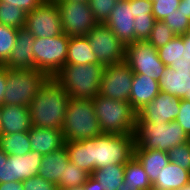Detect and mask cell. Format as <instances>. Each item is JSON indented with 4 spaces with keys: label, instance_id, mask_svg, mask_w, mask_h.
<instances>
[{
    "label": "cell",
    "instance_id": "36",
    "mask_svg": "<svg viewBox=\"0 0 190 190\" xmlns=\"http://www.w3.org/2000/svg\"><path fill=\"white\" fill-rule=\"evenodd\" d=\"M118 0H88L89 7L98 23L104 24Z\"/></svg>",
    "mask_w": 190,
    "mask_h": 190
},
{
    "label": "cell",
    "instance_id": "10",
    "mask_svg": "<svg viewBox=\"0 0 190 190\" xmlns=\"http://www.w3.org/2000/svg\"><path fill=\"white\" fill-rule=\"evenodd\" d=\"M61 14L63 33L69 37L86 36L98 24L87 1L55 0Z\"/></svg>",
    "mask_w": 190,
    "mask_h": 190
},
{
    "label": "cell",
    "instance_id": "35",
    "mask_svg": "<svg viewBox=\"0 0 190 190\" xmlns=\"http://www.w3.org/2000/svg\"><path fill=\"white\" fill-rule=\"evenodd\" d=\"M163 22L173 31L176 36H182L190 32V19L181 10H175L168 15Z\"/></svg>",
    "mask_w": 190,
    "mask_h": 190
},
{
    "label": "cell",
    "instance_id": "20",
    "mask_svg": "<svg viewBox=\"0 0 190 190\" xmlns=\"http://www.w3.org/2000/svg\"><path fill=\"white\" fill-rule=\"evenodd\" d=\"M160 92L159 81L151 79L147 75L134 73L130 104L137 113L146 104L151 102Z\"/></svg>",
    "mask_w": 190,
    "mask_h": 190
},
{
    "label": "cell",
    "instance_id": "47",
    "mask_svg": "<svg viewBox=\"0 0 190 190\" xmlns=\"http://www.w3.org/2000/svg\"><path fill=\"white\" fill-rule=\"evenodd\" d=\"M84 190H101L99 187V182L96 181L91 175L86 181V183L83 185Z\"/></svg>",
    "mask_w": 190,
    "mask_h": 190
},
{
    "label": "cell",
    "instance_id": "33",
    "mask_svg": "<svg viewBox=\"0 0 190 190\" xmlns=\"http://www.w3.org/2000/svg\"><path fill=\"white\" fill-rule=\"evenodd\" d=\"M90 174L79 168L76 164L69 162L64 172V181H62L58 188L68 189L71 187L82 186L86 183Z\"/></svg>",
    "mask_w": 190,
    "mask_h": 190
},
{
    "label": "cell",
    "instance_id": "12",
    "mask_svg": "<svg viewBox=\"0 0 190 190\" xmlns=\"http://www.w3.org/2000/svg\"><path fill=\"white\" fill-rule=\"evenodd\" d=\"M25 28L35 38L55 37L63 33L61 14L55 1L44 0L26 14Z\"/></svg>",
    "mask_w": 190,
    "mask_h": 190
},
{
    "label": "cell",
    "instance_id": "41",
    "mask_svg": "<svg viewBox=\"0 0 190 190\" xmlns=\"http://www.w3.org/2000/svg\"><path fill=\"white\" fill-rule=\"evenodd\" d=\"M175 121L190 137V101L181 99L179 114Z\"/></svg>",
    "mask_w": 190,
    "mask_h": 190
},
{
    "label": "cell",
    "instance_id": "46",
    "mask_svg": "<svg viewBox=\"0 0 190 190\" xmlns=\"http://www.w3.org/2000/svg\"><path fill=\"white\" fill-rule=\"evenodd\" d=\"M8 160V155L0 149V183H4V165Z\"/></svg>",
    "mask_w": 190,
    "mask_h": 190
},
{
    "label": "cell",
    "instance_id": "9",
    "mask_svg": "<svg viewBox=\"0 0 190 190\" xmlns=\"http://www.w3.org/2000/svg\"><path fill=\"white\" fill-rule=\"evenodd\" d=\"M86 37L100 65L106 67L125 61L126 45L106 24L98 23Z\"/></svg>",
    "mask_w": 190,
    "mask_h": 190
},
{
    "label": "cell",
    "instance_id": "23",
    "mask_svg": "<svg viewBox=\"0 0 190 190\" xmlns=\"http://www.w3.org/2000/svg\"><path fill=\"white\" fill-rule=\"evenodd\" d=\"M160 91L190 101V72H175L166 67L159 80Z\"/></svg>",
    "mask_w": 190,
    "mask_h": 190
},
{
    "label": "cell",
    "instance_id": "32",
    "mask_svg": "<svg viewBox=\"0 0 190 190\" xmlns=\"http://www.w3.org/2000/svg\"><path fill=\"white\" fill-rule=\"evenodd\" d=\"M17 28L0 24V64H5L16 44Z\"/></svg>",
    "mask_w": 190,
    "mask_h": 190
},
{
    "label": "cell",
    "instance_id": "29",
    "mask_svg": "<svg viewBox=\"0 0 190 190\" xmlns=\"http://www.w3.org/2000/svg\"><path fill=\"white\" fill-rule=\"evenodd\" d=\"M124 182L139 190H149L152 187L147 173L134 156L125 164Z\"/></svg>",
    "mask_w": 190,
    "mask_h": 190
},
{
    "label": "cell",
    "instance_id": "53",
    "mask_svg": "<svg viewBox=\"0 0 190 190\" xmlns=\"http://www.w3.org/2000/svg\"><path fill=\"white\" fill-rule=\"evenodd\" d=\"M63 1H87L88 2V0H63Z\"/></svg>",
    "mask_w": 190,
    "mask_h": 190
},
{
    "label": "cell",
    "instance_id": "3",
    "mask_svg": "<svg viewBox=\"0 0 190 190\" xmlns=\"http://www.w3.org/2000/svg\"><path fill=\"white\" fill-rule=\"evenodd\" d=\"M100 64L64 65L54 78L74 99H94L98 96L104 71Z\"/></svg>",
    "mask_w": 190,
    "mask_h": 190
},
{
    "label": "cell",
    "instance_id": "55",
    "mask_svg": "<svg viewBox=\"0 0 190 190\" xmlns=\"http://www.w3.org/2000/svg\"><path fill=\"white\" fill-rule=\"evenodd\" d=\"M0 126H1V107H0Z\"/></svg>",
    "mask_w": 190,
    "mask_h": 190
},
{
    "label": "cell",
    "instance_id": "11",
    "mask_svg": "<svg viewBox=\"0 0 190 190\" xmlns=\"http://www.w3.org/2000/svg\"><path fill=\"white\" fill-rule=\"evenodd\" d=\"M125 62L133 73L160 80L166 66L159 58L158 50L147 41H135L126 45Z\"/></svg>",
    "mask_w": 190,
    "mask_h": 190
},
{
    "label": "cell",
    "instance_id": "39",
    "mask_svg": "<svg viewBox=\"0 0 190 190\" xmlns=\"http://www.w3.org/2000/svg\"><path fill=\"white\" fill-rule=\"evenodd\" d=\"M180 0H154L152 1V15L155 20L163 21L168 15L178 9Z\"/></svg>",
    "mask_w": 190,
    "mask_h": 190
},
{
    "label": "cell",
    "instance_id": "49",
    "mask_svg": "<svg viewBox=\"0 0 190 190\" xmlns=\"http://www.w3.org/2000/svg\"><path fill=\"white\" fill-rule=\"evenodd\" d=\"M118 190H139V189H134V187H131L130 185L126 184L123 182L119 187Z\"/></svg>",
    "mask_w": 190,
    "mask_h": 190
},
{
    "label": "cell",
    "instance_id": "52",
    "mask_svg": "<svg viewBox=\"0 0 190 190\" xmlns=\"http://www.w3.org/2000/svg\"><path fill=\"white\" fill-rule=\"evenodd\" d=\"M178 190H190V182Z\"/></svg>",
    "mask_w": 190,
    "mask_h": 190
},
{
    "label": "cell",
    "instance_id": "8",
    "mask_svg": "<svg viewBox=\"0 0 190 190\" xmlns=\"http://www.w3.org/2000/svg\"><path fill=\"white\" fill-rule=\"evenodd\" d=\"M70 37L62 33L55 37L34 38V69L54 77L66 65Z\"/></svg>",
    "mask_w": 190,
    "mask_h": 190
},
{
    "label": "cell",
    "instance_id": "14",
    "mask_svg": "<svg viewBox=\"0 0 190 190\" xmlns=\"http://www.w3.org/2000/svg\"><path fill=\"white\" fill-rule=\"evenodd\" d=\"M180 103L181 98L160 91L151 102L137 112L136 118H143L156 125L175 121L179 114Z\"/></svg>",
    "mask_w": 190,
    "mask_h": 190
},
{
    "label": "cell",
    "instance_id": "2",
    "mask_svg": "<svg viewBox=\"0 0 190 190\" xmlns=\"http://www.w3.org/2000/svg\"><path fill=\"white\" fill-rule=\"evenodd\" d=\"M134 150H160L168 152L174 146L190 141V137L176 122L154 124L143 118H136Z\"/></svg>",
    "mask_w": 190,
    "mask_h": 190
},
{
    "label": "cell",
    "instance_id": "43",
    "mask_svg": "<svg viewBox=\"0 0 190 190\" xmlns=\"http://www.w3.org/2000/svg\"><path fill=\"white\" fill-rule=\"evenodd\" d=\"M43 1L44 0H0V2H7L9 5H15L26 13L33 11Z\"/></svg>",
    "mask_w": 190,
    "mask_h": 190
},
{
    "label": "cell",
    "instance_id": "54",
    "mask_svg": "<svg viewBox=\"0 0 190 190\" xmlns=\"http://www.w3.org/2000/svg\"><path fill=\"white\" fill-rule=\"evenodd\" d=\"M149 190H162V189H157V188L152 186Z\"/></svg>",
    "mask_w": 190,
    "mask_h": 190
},
{
    "label": "cell",
    "instance_id": "50",
    "mask_svg": "<svg viewBox=\"0 0 190 190\" xmlns=\"http://www.w3.org/2000/svg\"><path fill=\"white\" fill-rule=\"evenodd\" d=\"M57 190H84V187L82 185V186H77V187H71V188H68V189L57 188Z\"/></svg>",
    "mask_w": 190,
    "mask_h": 190
},
{
    "label": "cell",
    "instance_id": "34",
    "mask_svg": "<svg viewBox=\"0 0 190 190\" xmlns=\"http://www.w3.org/2000/svg\"><path fill=\"white\" fill-rule=\"evenodd\" d=\"M175 37L176 35L163 21L156 20L147 42L159 49Z\"/></svg>",
    "mask_w": 190,
    "mask_h": 190
},
{
    "label": "cell",
    "instance_id": "18",
    "mask_svg": "<svg viewBox=\"0 0 190 190\" xmlns=\"http://www.w3.org/2000/svg\"><path fill=\"white\" fill-rule=\"evenodd\" d=\"M34 36L24 27L17 30V40L4 66L8 69H34Z\"/></svg>",
    "mask_w": 190,
    "mask_h": 190
},
{
    "label": "cell",
    "instance_id": "17",
    "mask_svg": "<svg viewBox=\"0 0 190 190\" xmlns=\"http://www.w3.org/2000/svg\"><path fill=\"white\" fill-rule=\"evenodd\" d=\"M158 50L159 58L175 72H190L189 43L183 36H176Z\"/></svg>",
    "mask_w": 190,
    "mask_h": 190
},
{
    "label": "cell",
    "instance_id": "5",
    "mask_svg": "<svg viewBox=\"0 0 190 190\" xmlns=\"http://www.w3.org/2000/svg\"><path fill=\"white\" fill-rule=\"evenodd\" d=\"M93 104L102 133L134 135L137 113L130 103L98 95Z\"/></svg>",
    "mask_w": 190,
    "mask_h": 190
},
{
    "label": "cell",
    "instance_id": "6",
    "mask_svg": "<svg viewBox=\"0 0 190 190\" xmlns=\"http://www.w3.org/2000/svg\"><path fill=\"white\" fill-rule=\"evenodd\" d=\"M135 135L102 133L93 138L91 173L108 165L126 164L134 156Z\"/></svg>",
    "mask_w": 190,
    "mask_h": 190
},
{
    "label": "cell",
    "instance_id": "38",
    "mask_svg": "<svg viewBox=\"0 0 190 190\" xmlns=\"http://www.w3.org/2000/svg\"><path fill=\"white\" fill-rule=\"evenodd\" d=\"M154 16H141L134 19L135 41H147L155 23Z\"/></svg>",
    "mask_w": 190,
    "mask_h": 190
},
{
    "label": "cell",
    "instance_id": "31",
    "mask_svg": "<svg viewBox=\"0 0 190 190\" xmlns=\"http://www.w3.org/2000/svg\"><path fill=\"white\" fill-rule=\"evenodd\" d=\"M26 12L15 5L0 2V24L17 29L24 28L26 24Z\"/></svg>",
    "mask_w": 190,
    "mask_h": 190
},
{
    "label": "cell",
    "instance_id": "40",
    "mask_svg": "<svg viewBox=\"0 0 190 190\" xmlns=\"http://www.w3.org/2000/svg\"><path fill=\"white\" fill-rule=\"evenodd\" d=\"M24 190H57L58 186L38 176L22 181Z\"/></svg>",
    "mask_w": 190,
    "mask_h": 190
},
{
    "label": "cell",
    "instance_id": "44",
    "mask_svg": "<svg viewBox=\"0 0 190 190\" xmlns=\"http://www.w3.org/2000/svg\"><path fill=\"white\" fill-rule=\"evenodd\" d=\"M7 84V68L4 64H0V106L3 105L4 93Z\"/></svg>",
    "mask_w": 190,
    "mask_h": 190
},
{
    "label": "cell",
    "instance_id": "28",
    "mask_svg": "<svg viewBox=\"0 0 190 190\" xmlns=\"http://www.w3.org/2000/svg\"><path fill=\"white\" fill-rule=\"evenodd\" d=\"M125 164L108 165L95 169L91 176L99 182L101 190H118L124 182Z\"/></svg>",
    "mask_w": 190,
    "mask_h": 190
},
{
    "label": "cell",
    "instance_id": "16",
    "mask_svg": "<svg viewBox=\"0 0 190 190\" xmlns=\"http://www.w3.org/2000/svg\"><path fill=\"white\" fill-rule=\"evenodd\" d=\"M134 16L131 0H118L106 24L124 44L135 42Z\"/></svg>",
    "mask_w": 190,
    "mask_h": 190
},
{
    "label": "cell",
    "instance_id": "48",
    "mask_svg": "<svg viewBox=\"0 0 190 190\" xmlns=\"http://www.w3.org/2000/svg\"><path fill=\"white\" fill-rule=\"evenodd\" d=\"M177 10H181L190 19V0H180Z\"/></svg>",
    "mask_w": 190,
    "mask_h": 190
},
{
    "label": "cell",
    "instance_id": "30",
    "mask_svg": "<svg viewBox=\"0 0 190 190\" xmlns=\"http://www.w3.org/2000/svg\"><path fill=\"white\" fill-rule=\"evenodd\" d=\"M0 149L7 155H25L30 152L28 132L0 135Z\"/></svg>",
    "mask_w": 190,
    "mask_h": 190
},
{
    "label": "cell",
    "instance_id": "37",
    "mask_svg": "<svg viewBox=\"0 0 190 190\" xmlns=\"http://www.w3.org/2000/svg\"><path fill=\"white\" fill-rule=\"evenodd\" d=\"M170 162L190 171V141L174 146L168 151Z\"/></svg>",
    "mask_w": 190,
    "mask_h": 190
},
{
    "label": "cell",
    "instance_id": "22",
    "mask_svg": "<svg viewBox=\"0 0 190 190\" xmlns=\"http://www.w3.org/2000/svg\"><path fill=\"white\" fill-rule=\"evenodd\" d=\"M69 162V154L64 145L52 153L43 155L39 176L58 186L64 181L65 168Z\"/></svg>",
    "mask_w": 190,
    "mask_h": 190
},
{
    "label": "cell",
    "instance_id": "19",
    "mask_svg": "<svg viewBox=\"0 0 190 190\" xmlns=\"http://www.w3.org/2000/svg\"><path fill=\"white\" fill-rule=\"evenodd\" d=\"M0 107V135L30 131L32 123L31 112L28 106L3 104Z\"/></svg>",
    "mask_w": 190,
    "mask_h": 190
},
{
    "label": "cell",
    "instance_id": "4",
    "mask_svg": "<svg viewBox=\"0 0 190 190\" xmlns=\"http://www.w3.org/2000/svg\"><path fill=\"white\" fill-rule=\"evenodd\" d=\"M61 131L65 141H81L101 135L93 99L71 98Z\"/></svg>",
    "mask_w": 190,
    "mask_h": 190
},
{
    "label": "cell",
    "instance_id": "21",
    "mask_svg": "<svg viewBox=\"0 0 190 190\" xmlns=\"http://www.w3.org/2000/svg\"><path fill=\"white\" fill-rule=\"evenodd\" d=\"M31 150L42 155L52 153L64 146V137L61 130L55 128H39L32 126L28 132Z\"/></svg>",
    "mask_w": 190,
    "mask_h": 190
},
{
    "label": "cell",
    "instance_id": "27",
    "mask_svg": "<svg viewBox=\"0 0 190 190\" xmlns=\"http://www.w3.org/2000/svg\"><path fill=\"white\" fill-rule=\"evenodd\" d=\"M64 145L69 154V161L91 175V147L93 138L81 141H65Z\"/></svg>",
    "mask_w": 190,
    "mask_h": 190
},
{
    "label": "cell",
    "instance_id": "24",
    "mask_svg": "<svg viewBox=\"0 0 190 190\" xmlns=\"http://www.w3.org/2000/svg\"><path fill=\"white\" fill-rule=\"evenodd\" d=\"M190 182V171L173 162L163 167L152 183V186L162 190H178Z\"/></svg>",
    "mask_w": 190,
    "mask_h": 190
},
{
    "label": "cell",
    "instance_id": "42",
    "mask_svg": "<svg viewBox=\"0 0 190 190\" xmlns=\"http://www.w3.org/2000/svg\"><path fill=\"white\" fill-rule=\"evenodd\" d=\"M131 6H133V16H153V5L150 0H131Z\"/></svg>",
    "mask_w": 190,
    "mask_h": 190
},
{
    "label": "cell",
    "instance_id": "26",
    "mask_svg": "<svg viewBox=\"0 0 190 190\" xmlns=\"http://www.w3.org/2000/svg\"><path fill=\"white\" fill-rule=\"evenodd\" d=\"M134 157L144 168L150 182L153 183L161 169L170 162L168 152L156 150H134Z\"/></svg>",
    "mask_w": 190,
    "mask_h": 190
},
{
    "label": "cell",
    "instance_id": "15",
    "mask_svg": "<svg viewBox=\"0 0 190 190\" xmlns=\"http://www.w3.org/2000/svg\"><path fill=\"white\" fill-rule=\"evenodd\" d=\"M43 155L31 150L25 155H8L4 165V183L24 181L39 175Z\"/></svg>",
    "mask_w": 190,
    "mask_h": 190
},
{
    "label": "cell",
    "instance_id": "25",
    "mask_svg": "<svg viewBox=\"0 0 190 190\" xmlns=\"http://www.w3.org/2000/svg\"><path fill=\"white\" fill-rule=\"evenodd\" d=\"M99 64L86 36L70 37L66 65Z\"/></svg>",
    "mask_w": 190,
    "mask_h": 190
},
{
    "label": "cell",
    "instance_id": "1",
    "mask_svg": "<svg viewBox=\"0 0 190 190\" xmlns=\"http://www.w3.org/2000/svg\"><path fill=\"white\" fill-rule=\"evenodd\" d=\"M70 99L54 77L48 78L29 106L32 126L61 130Z\"/></svg>",
    "mask_w": 190,
    "mask_h": 190
},
{
    "label": "cell",
    "instance_id": "7",
    "mask_svg": "<svg viewBox=\"0 0 190 190\" xmlns=\"http://www.w3.org/2000/svg\"><path fill=\"white\" fill-rule=\"evenodd\" d=\"M49 77L36 69H8L3 104L30 106Z\"/></svg>",
    "mask_w": 190,
    "mask_h": 190
},
{
    "label": "cell",
    "instance_id": "13",
    "mask_svg": "<svg viewBox=\"0 0 190 190\" xmlns=\"http://www.w3.org/2000/svg\"><path fill=\"white\" fill-rule=\"evenodd\" d=\"M133 75L125 61L106 66L98 95L130 103Z\"/></svg>",
    "mask_w": 190,
    "mask_h": 190
},
{
    "label": "cell",
    "instance_id": "45",
    "mask_svg": "<svg viewBox=\"0 0 190 190\" xmlns=\"http://www.w3.org/2000/svg\"><path fill=\"white\" fill-rule=\"evenodd\" d=\"M0 190H24L22 181L0 183Z\"/></svg>",
    "mask_w": 190,
    "mask_h": 190
},
{
    "label": "cell",
    "instance_id": "51",
    "mask_svg": "<svg viewBox=\"0 0 190 190\" xmlns=\"http://www.w3.org/2000/svg\"><path fill=\"white\" fill-rule=\"evenodd\" d=\"M182 36L189 43V51H190V32L183 34Z\"/></svg>",
    "mask_w": 190,
    "mask_h": 190
}]
</instances>
